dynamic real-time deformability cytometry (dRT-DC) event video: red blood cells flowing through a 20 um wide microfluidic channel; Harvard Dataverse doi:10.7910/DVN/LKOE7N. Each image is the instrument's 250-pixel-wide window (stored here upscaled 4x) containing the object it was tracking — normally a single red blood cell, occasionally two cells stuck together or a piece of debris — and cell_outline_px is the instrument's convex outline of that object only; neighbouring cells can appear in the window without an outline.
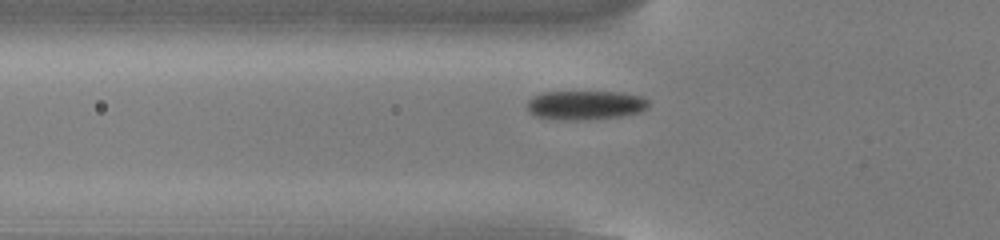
{"species": "common noctule bat (a hibernating species)", "species_latin": "Nyctalus noctula", "temperature_condition": "cold", "stored_images_in_passage": 47, "camera_frame_rate_fps": 3000, "um_per_image_px": 0.085, "animal": {"sex": "male", "body_mass_g": 13.0, "forearm_length_mm": 53.1}, "frame": {"image": 1, "passage_image": 12, "time_ms": 3.667, "image_size_px": [1000, 240], "cell_outline_px": [[648, 108], [640, 112], [620, 116], [576, 120], [572, 120], [536, 116], [528, 108], [528, 100], [532, 96], [544, 92], [620, 92], [640, 96], [648, 100]], "centroid_in_image_um": [49.78, 8.92], "position_along_channel_um": 76.0, "area_um2": 20.23}}
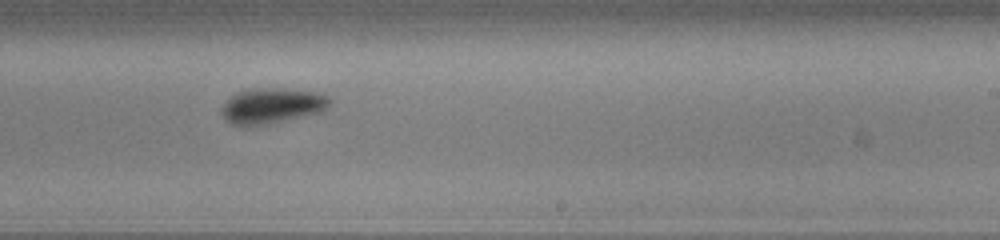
{"frame": {"image": 2, "passage_image": 27, "time_ms": 8.667, "image_size_px": [1000, 240], "cell_outline_px": [[332, 104], [328, 108], [320, 112], [272, 124], [244, 128], [232, 124], [224, 120], [220, 112], [220, 108], [232, 96], [240, 92], [256, 88], [276, 88], [312, 92], [328, 96], [332, 100]], "centroid_in_image_um": [23.09, 9.04], "position_along_channel_um": 265.9, "area_um2": 22.66}}
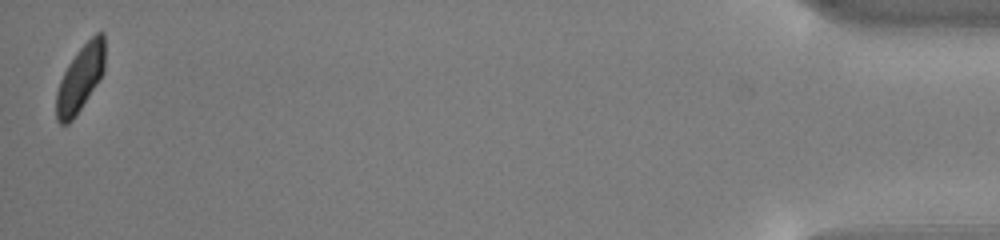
{"frame": {"image": 3, "passage_image": 47, "time_ms": 15.333, "image_size_px": [1000, 240], "cell_outline_px": [[104, 72], [100, 80], [76, 116], [68, 124], [60, 124], [56, 120], [56, 92], [60, 80], [68, 64], [76, 52], [96, 32], [104, 32]], "centroid_in_image_um": [6.82, 6.69], "position_along_channel_um": 428.4, "area_um2": 18.9}, "authors_computed_cell_mechanics": {"area_um2": 20.4612, "velocity_mm_per_s": 3.8064, "shape_relaxation_time_tau1_ms": 1.9719, "shape_relaxation_time_tau2_ms": null, "deformation_change_tau1": 0.0951, "deformation_change_tau2": null}}